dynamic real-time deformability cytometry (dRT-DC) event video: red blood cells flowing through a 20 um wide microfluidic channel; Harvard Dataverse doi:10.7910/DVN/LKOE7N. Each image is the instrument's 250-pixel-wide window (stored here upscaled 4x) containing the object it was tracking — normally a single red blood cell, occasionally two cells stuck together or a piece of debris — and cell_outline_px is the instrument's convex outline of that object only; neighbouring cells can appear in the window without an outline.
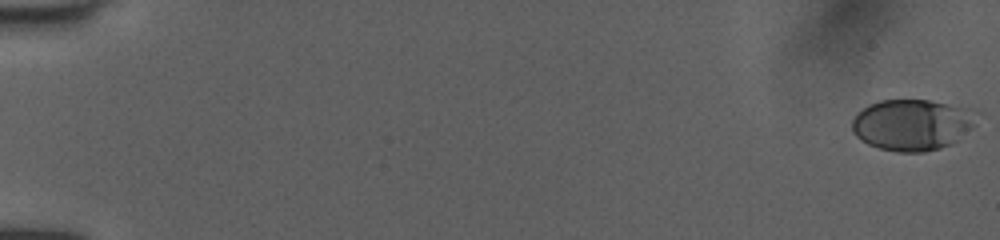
{"species": "human", "species_latin": "Homo sapiens", "temperature_condition": "room temperature", "stored_images_in_passage": 53, "camera_frame_rate_fps": 3000, "um_per_image_px": 0.085, "donor": {"sex": "female"}, "frame": {"image": 1, "passage_image": 1, "time_ms": 0.0, "image_size_px": [1000, 240], "cell_outline_px": [[980, 112], [976, 124], [972, 128], [952, 144], [940, 148], [924, 152], [896, 152], [880, 148], [868, 144], [860, 140], [852, 132], [852, 120], [868, 104], [880, 100], [928, 100], [968, 108]], "centroid_in_image_um": [77.57, 10.6], "position_along_channel_um": 7.4, "area_um2": 37.45}}
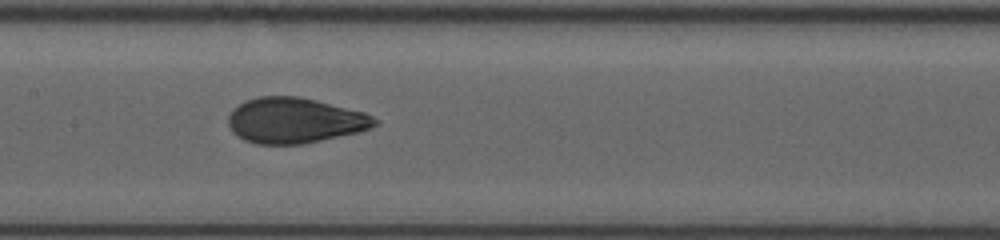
{"frame": {"image": 2, "passage_image": 28, "time_ms": 9.0, "image_size_px": [1000, 240], "cell_outline_px": [[380, 124], [360, 132], [304, 144], [256, 144], [244, 140], [236, 136], [232, 132], [228, 124], [228, 116], [232, 108], [244, 100], [256, 96], [300, 96], [364, 112], [380, 120]], "centroid_in_image_um": [25.04, 10.24], "position_along_channel_um": 182.4, "area_um2": 39.36}}
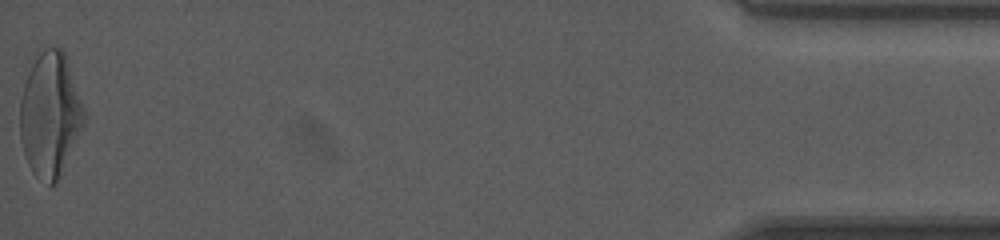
{"frame": {"image": 3, "passage_image": 53, "time_ms": 17.333, "image_size_px": [1000, 240], "cell_outline_px": [[88, 120], [56, 184], [48, 184], [36, 176], [32, 172], [28, 164], [20, 140], [20, 100], [24, 84], [28, 72], [32, 64], [40, 52], [44, 48], [60, 48], [64, 52], [68, 60], [88, 116]], "centroid_in_image_um": [4.3, 9.76], "position_along_channel_um": 430.9, "area_um2": 47.05}, "authors_computed_cell_mechanics": {"area_um2": 38.437, "velocity_mm_per_s": 4.0236, "shape_relaxation_time_tau1_ms": 5.5537, "shape_relaxation_time_tau2_ms": 0.7093, "deformation_change_tau1": 0.1961, "deformation_change_tau2": 0.0607}}